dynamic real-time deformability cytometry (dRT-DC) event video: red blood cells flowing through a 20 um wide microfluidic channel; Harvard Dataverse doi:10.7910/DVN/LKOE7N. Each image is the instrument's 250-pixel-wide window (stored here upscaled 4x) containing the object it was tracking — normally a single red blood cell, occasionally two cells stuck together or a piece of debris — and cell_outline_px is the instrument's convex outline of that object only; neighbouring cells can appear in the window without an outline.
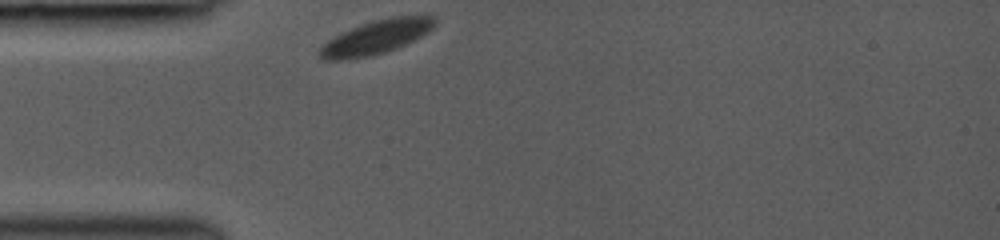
{"species": "common noctule bat (a hibernating species)", "species_latin": "Nyctalus noctula", "temperature_condition": "room temperature", "stored_images_in_passage": 30, "camera_frame_rate_fps": 3000, "um_per_image_px": 0.085, "animal": {"sex": "female", "body_mass_g": 19.0, "forearm_length_mm": 53.3}, "frame": {"image": 1, "passage_image": 1, "time_ms": 0.0, "image_size_px": [1000, 240], "cell_outline_px": [[436, 24], [428, 32], [396, 48], [372, 56], [344, 60], [324, 60], [320, 56], [320, 48], [332, 36], [360, 24], [392, 16], [436, 16]], "centroid_in_image_um": [31.95, 3.16], "position_along_channel_um": 53.0, "area_um2": 22.54}}
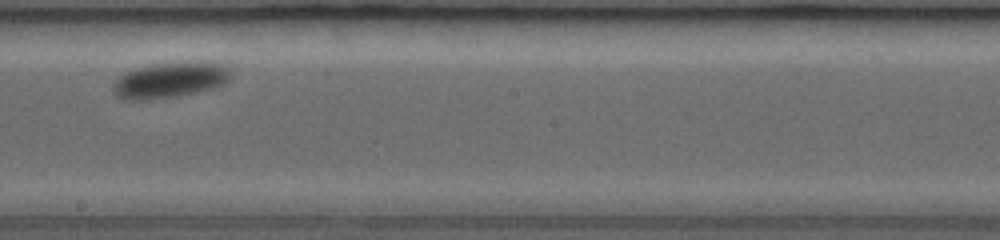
{"frame": {"image": 2, "passage_image": 16, "time_ms": 5.0, "image_size_px": [1000, 240], "cell_outline_px": [[232, 76], [224, 84], [212, 88], [196, 92], [176, 96], [148, 100], [124, 100], [116, 96], [112, 88], [116, 80], [120, 76], [136, 68], [152, 64], [196, 60], [200, 60], [220, 64], [228, 68], [232, 72]], "centroid_in_image_um": [14.47, 6.79], "position_along_channel_um": 233.7, "area_um2": 24.68}}
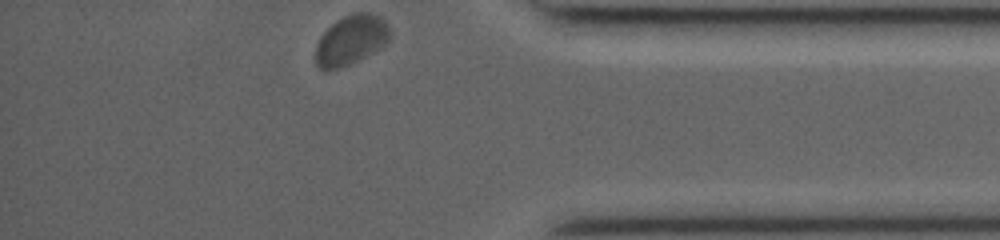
{"frame": {"image": 3, "passage_image": 30, "time_ms": 9.667, "image_size_px": [1000, 240], "cell_outline_px": [[392, 36], [384, 44], [372, 52], [340, 68], [320, 68], [316, 64], [316, 44], [320, 36], [336, 20], [352, 12], [368, 12], [380, 16], [388, 24], [392, 32]], "centroid_in_image_um": [29.86, 3.35], "position_along_channel_um": 405.3, "area_um2": 21.27}, "authors_computed_cell_mechanics": {"area_um2": 23.0333, "velocity_mm_per_s": 3.7995, "shape_relaxation_time_tau1_ms": 1.3481, "shape_relaxation_time_tau2_ms": null, "deformation_change_tau1": 0.0433, "deformation_change_tau2": null}}